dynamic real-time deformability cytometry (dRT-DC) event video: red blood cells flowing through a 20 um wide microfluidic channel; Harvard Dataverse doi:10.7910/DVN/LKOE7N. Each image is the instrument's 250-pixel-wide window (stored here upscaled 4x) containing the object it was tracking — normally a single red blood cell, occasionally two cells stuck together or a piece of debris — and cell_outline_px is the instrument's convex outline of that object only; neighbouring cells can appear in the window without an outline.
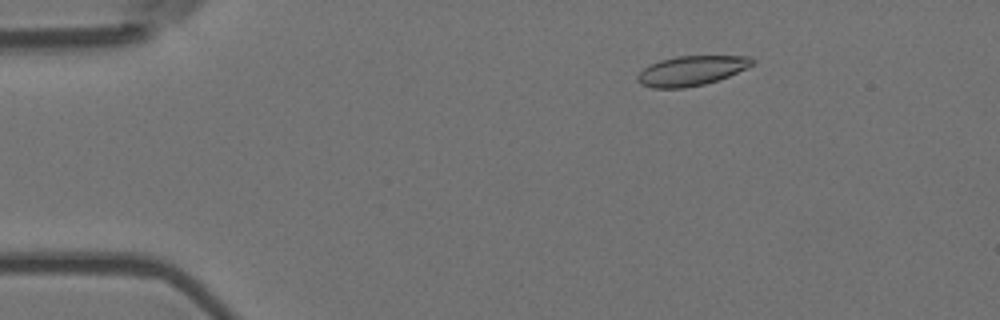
{"species": "Egyptian fruit bat (a non-hibernating species)", "species_latin": "Rousettus aegyptiacus", "temperature_condition": "room temperature", "stored_images_in_passage": 56, "camera_frame_rate_fps": 3000, "um_per_image_px": 0.085, "animal": {"sex": "female"}, "frame": {"image": 1, "passage_image": 9, "time_ms": 2.667, "image_size_px": [1000, 320], "cell_outline_px": [[756, 60], [752, 64], [728, 76], [704, 84], [684, 88], [652, 88], [640, 84], [636, 80], [636, 76], [644, 68], [660, 60], [676, 56], [752, 56]], "centroid_in_image_um": [58.73, 6.01], "position_along_channel_um": 26.3, "area_um2": 19.71}}
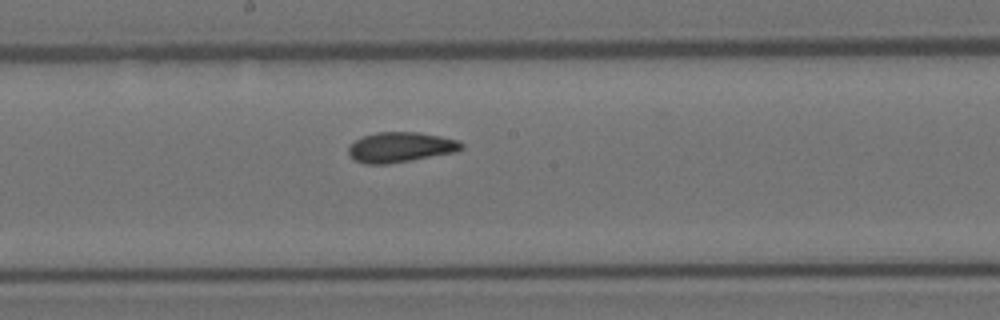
{"frame": {"image": 2, "passage_image": 30, "time_ms": 9.667, "image_size_px": [1000, 320], "cell_outline_px": [[464, 148], [456, 152], [388, 164], [364, 164], [356, 160], [348, 152], [348, 148], [356, 140], [364, 136], [376, 132], [416, 132], [440, 136], [460, 140], [464, 144]], "centroid_in_image_um": [34.09, 12.51], "position_along_channel_um": 214.1, "area_um2": 19.77}}
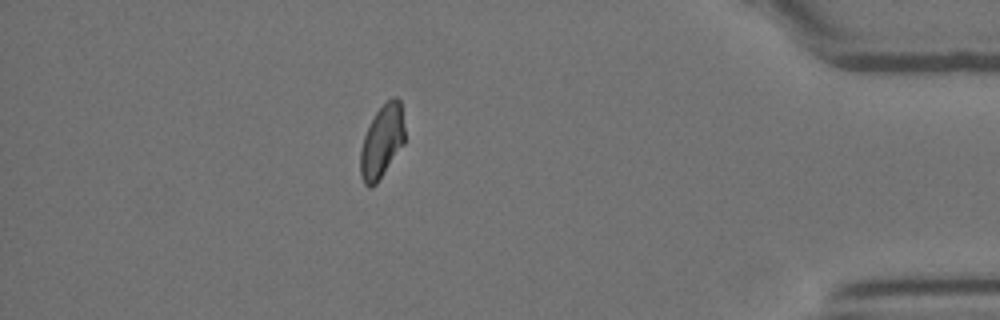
{"frame": {"image": 3, "passage_image": 49, "time_ms": 16.0, "image_size_px": [1000, 320], "cell_outline_px": [[404, 144], [376, 184], [372, 188], [368, 188], [364, 184], [360, 176], [360, 152], [364, 136], [376, 112], [392, 96], [396, 96], [400, 100], [404, 128]], "centroid_in_image_um": [32.45, 12.06], "position_along_channel_um": 402.7, "area_um2": 18.73}, "authors_computed_cell_mechanics": {"area_um2": 19.5942, "velocity_mm_per_s": 3.6578, "shape_relaxation_time_tau1_ms": 7.4263, "shape_relaxation_time_tau2_ms": 1.5113, "deformation_change_tau1": 0.1851, "deformation_change_tau2": 0.0699}}